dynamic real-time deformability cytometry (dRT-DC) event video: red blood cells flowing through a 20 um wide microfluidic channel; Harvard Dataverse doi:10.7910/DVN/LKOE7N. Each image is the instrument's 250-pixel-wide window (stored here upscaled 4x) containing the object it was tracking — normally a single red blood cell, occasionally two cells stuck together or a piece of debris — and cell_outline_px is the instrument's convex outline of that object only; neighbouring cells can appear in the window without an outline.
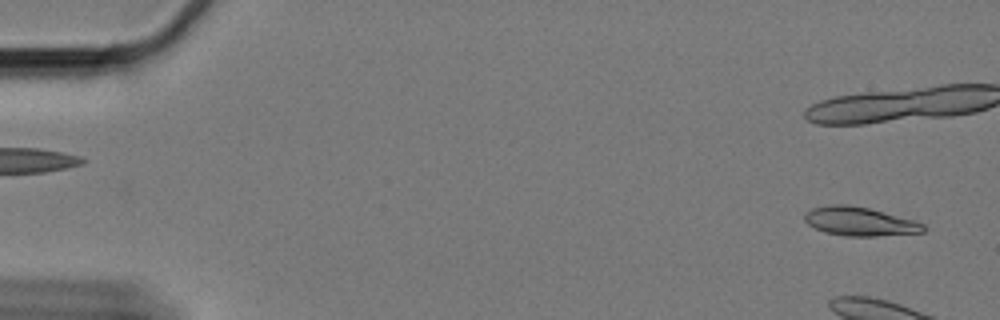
{"species": "Egyptian fruit bat (a non-hibernating species)", "species_latin": "Rousettus aegyptiacus", "temperature_condition": "cold", "stored_images_in_passage": 7, "camera_frame_rate_fps": 3000, "um_per_image_px": 0.085, "animal": {"sex": "female"}, "frame": {"image": 1, "passage_image": 2, "time_ms": 0.333, "image_size_px": [1000, 320], "cell_outline_px": [[924, 232], [876, 236], [844, 236], [824, 232], [808, 224], [804, 220], [804, 216], [812, 208], [832, 204], [848, 204], [868, 208], [916, 220], [924, 224]], "centroid_in_image_um": [73.08, 18.82], "position_along_channel_um": 11.9, "area_um2": 19.88}}